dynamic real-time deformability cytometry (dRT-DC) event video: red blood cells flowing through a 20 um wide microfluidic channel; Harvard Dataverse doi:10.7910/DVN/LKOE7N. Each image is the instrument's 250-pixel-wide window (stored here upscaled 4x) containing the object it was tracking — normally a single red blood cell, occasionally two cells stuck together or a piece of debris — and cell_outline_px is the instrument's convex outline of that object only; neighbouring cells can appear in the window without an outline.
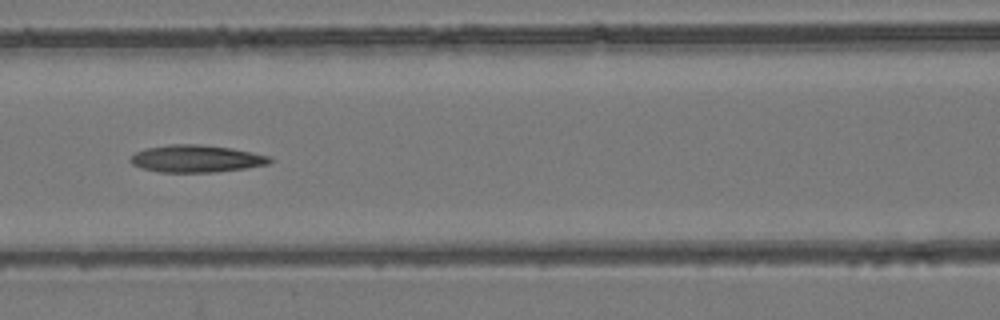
{"species": "common noctule bat (a hibernating species)", "species_latin": "Nyctalus noctula", "temperature_condition": "room temperature", "stored_images_in_passage": 6, "camera_frame_rate_fps": 3000, "um_per_image_px": 0.085, "animal": {"sex": "female", "body_mass_g": 24.6, "forearm_length_mm": 56.2}, "frame": {"image": 1, "passage_image": 6, "time_ms": 1.667, "image_size_px": [1000, 320], "cell_outline_px": [[276, 160], [268, 164], [244, 168], [216, 172], [160, 172], [144, 168], [132, 164], [128, 160], [136, 152], [144, 148], [168, 144], [200, 144], [232, 148], [252, 152], [268, 156]], "centroid_in_image_um": [16.69, 13.48], "position_along_channel_um": 149.9, "area_um2": 22.2}}